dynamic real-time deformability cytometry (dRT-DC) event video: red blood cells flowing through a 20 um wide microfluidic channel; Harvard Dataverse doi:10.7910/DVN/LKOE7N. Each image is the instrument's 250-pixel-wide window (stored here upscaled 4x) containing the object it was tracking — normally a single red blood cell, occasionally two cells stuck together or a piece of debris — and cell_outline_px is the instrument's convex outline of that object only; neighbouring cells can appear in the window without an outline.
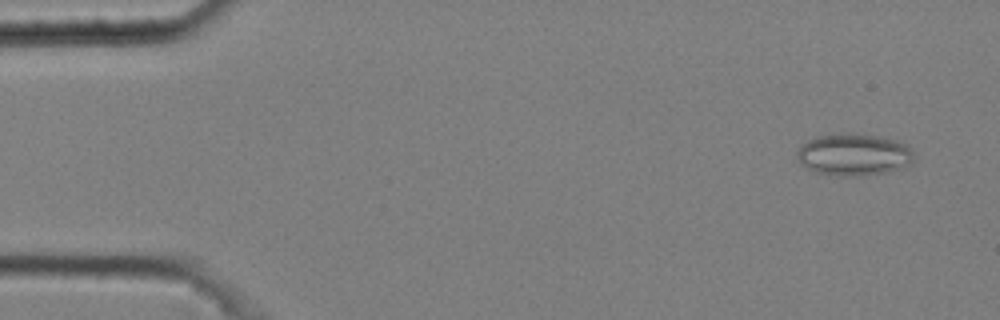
{"species": "common noctule bat (a hibernating species)", "species_latin": "Nyctalus noctula", "temperature_condition": "cold", "stored_images_in_passage": 5, "camera_frame_rate_fps": 3000, "um_per_image_px": 0.085, "animal": {"sex": "male", "body_mass_g": 20.4}, "frame": {"image": 1, "passage_image": 1, "time_ms": 0.0, "image_size_px": [1000, 320], "cell_outline_px": [[912, 160], [904, 168], [888, 172], [856, 176], [840, 176], [816, 172], [808, 168], [796, 156], [796, 152], [808, 140], [816, 136], [844, 132], [852, 132], [876, 136], [896, 140], [908, 144], [912, 148]], "centroid_in_image_um": [72.6, 13.13], "position_along_channel_um": 12.4, "area_um2": 28.67}}